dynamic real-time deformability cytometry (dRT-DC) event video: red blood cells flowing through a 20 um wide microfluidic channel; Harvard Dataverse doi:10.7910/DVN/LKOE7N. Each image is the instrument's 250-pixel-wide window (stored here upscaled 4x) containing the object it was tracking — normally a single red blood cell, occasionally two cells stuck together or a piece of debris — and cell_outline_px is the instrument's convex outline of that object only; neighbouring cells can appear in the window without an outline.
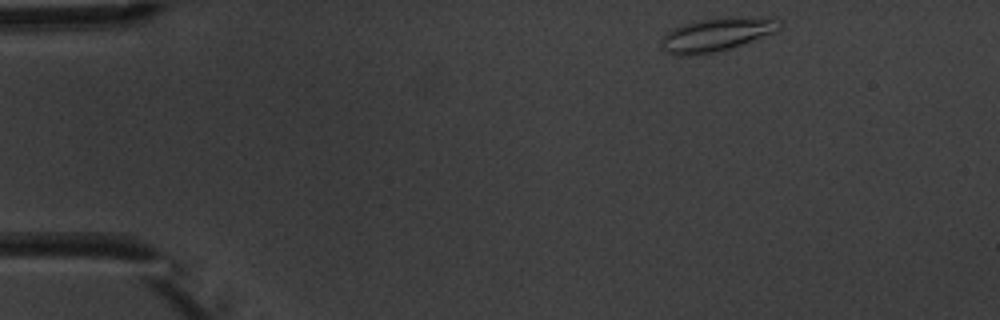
{"species": "common noctule bat (a hibernating species)", "species_latin": "Nyctalus noctula", "temperature_condition": "warm", "stored_images_in_passage": 13, "camera_frame_rate_fps": 3000, "um_per_image_px": 0.085, "animal": {"sex": "male", "body_mass_g": 20.1, "forearm_length_mm": 53.5}, "frame": {"image": 1, "passage_image": 1, "time_ms": 0.0, "image_size_px": [1000, 320], "cell_outline_px": [[784, 24], [780, 28], [772, 32], [732, 48], [712, 52], [684, 56], [672, 56], [664, 52], [660, 40], [672, 28], [684, 24], [700, 20], [724, 16], [780, 20]], "centroid_in_image_um": [60.82, 2.95], "position_along_channel_um": 24.2, "area_um2": 22.72}}
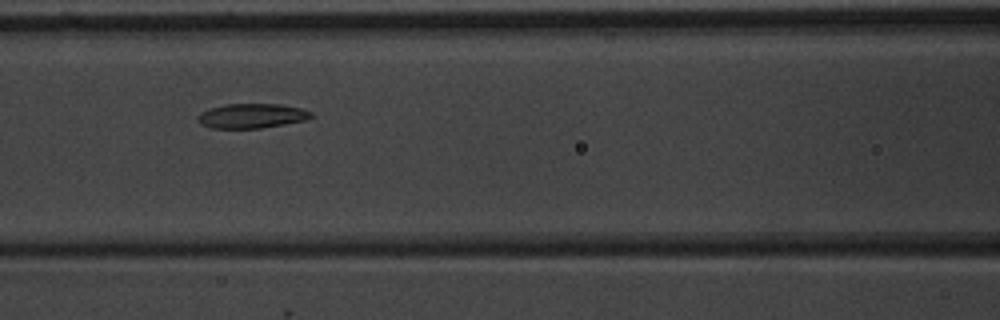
{"frame": {"image": 2, "passage_image": 5, "time_ms": 5.333, "image_size_px": [1000, 320], "cell_outline_px": [[316, 116], [304, 120], [284, 124], [260, 128], [212, 128], [200, 124], [196, 120], [196, 116], [200, 112], [224, 104], [280, 104], [300, 108], [312, 112]], "centroid_in_image_um": [21.38, 9.85], "position_along_channel_um": 145.2, "area_um2": 16.3}}
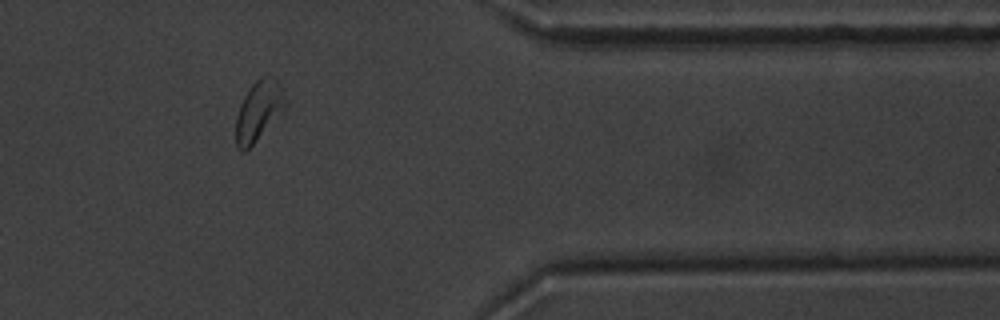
{"frame": {"image": 3, "passage_image": 11, "time_ms": 12.333, "image_size_px": [1000, 320], "cell_outline_px": [[288, 104], [252, 144], [244, 152], [240, 152], [236, 144], [236, 116], [240, 104], [244, 96], [252, 84], [260, 76], [276, 76], [288, 100]], "centroid_in_image_um": [22.0, 9.36], "position_along_channel_um": 389.4, "area_um2": 17.17}, "authors_computed_cell_mechanics": {"area_um2": 16.9932, "velocity_mm_per_s": 3.7484, "shape_relaxation_time_tau1_ms": 2.1801, "shape_relaxation_time_tau2_ms": 1.9448, "deformation_change_tau1": 0.0973, "deformation_change_tau2": 0.0665}}